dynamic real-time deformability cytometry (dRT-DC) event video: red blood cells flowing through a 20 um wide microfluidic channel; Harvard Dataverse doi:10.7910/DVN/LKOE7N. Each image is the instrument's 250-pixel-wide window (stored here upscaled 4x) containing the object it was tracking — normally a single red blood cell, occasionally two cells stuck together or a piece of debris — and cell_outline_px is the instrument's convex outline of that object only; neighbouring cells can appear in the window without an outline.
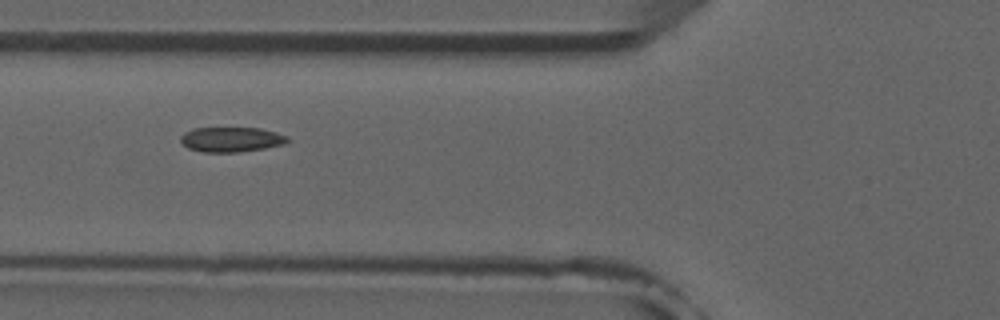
{"species": "common noctule bat (a hibernating species)", "species_latin": "Nyctalus noctula", "temperature_condition": "room temperature", "stored_images_in_passage": 7, "camera_frame_rate_fps": 3000, "um_per_image_px": 0.085, "animal": {"sex": "male", "forearm_length_mm": 52.5}, "frame": {"image": 1, "passage_image": 6, "time_ms": 5.667, "image_size_px": [1000, 320], "cell_outline_px": [[288, 140], [284, 144], [264, 148], [240, 152], [204, 152], [188, 148], [180, 140], [180, 136], [184, 132], [192, 128], [260, 128], [276, 132], [288, 136]], "centroid_in_image_um": [19.64, 11.85], "position_along_channel_um": 106.2, "area_um2": 15.49}}
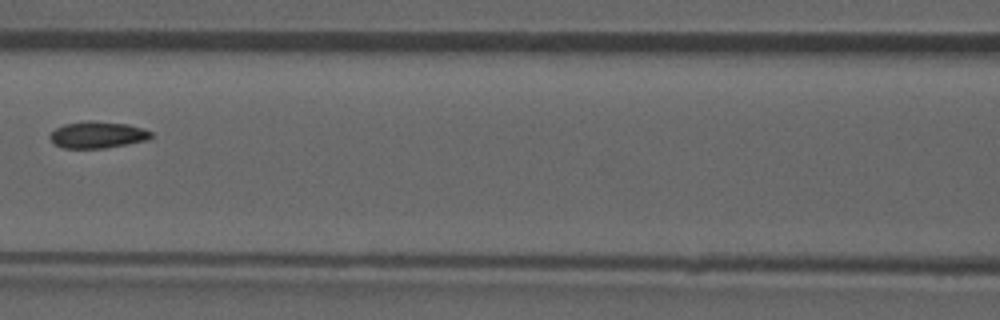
{"frame": {"image": 2, "passage_image": 7, "time_ms": 7.0, "image_size_px": [1000, 320], "cell_outline_px": [[152, 136], [148, 140], [128, 144], [104, 148], [64, 148], [56, 144], [48, 136], [56, 128], [64, 124], [84, 120], [92, 120], [128, 124], [144, 128], [152, 132]], "centroid_in_image_um": [8.32, 11.44], "position_along_channel_um": 158.3, "area_um2": 15.84}}